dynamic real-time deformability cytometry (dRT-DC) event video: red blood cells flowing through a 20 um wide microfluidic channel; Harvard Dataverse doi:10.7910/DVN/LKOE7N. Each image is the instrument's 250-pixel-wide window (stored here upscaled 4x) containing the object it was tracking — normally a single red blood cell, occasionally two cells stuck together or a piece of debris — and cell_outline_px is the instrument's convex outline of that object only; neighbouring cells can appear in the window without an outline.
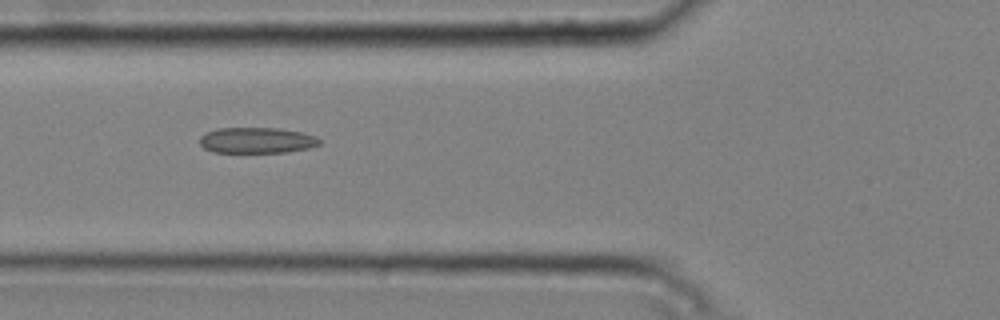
{"species": "common noctule bat (a hibernating species)", "species_latin": "Nyctalus noctula", "temperature_condition": "cold", "stored_images_in_passage": 7, "camera_frame_rate_fps": 3000, "um_per_image_px": 0.085, "animal": {"sex": "male", "body_mass_g": 20.4}, "frame": {"image": 1, "passage_image": 6, "time_ms": 1.667, "image_size_px": [1000, 320], "cell_outline_px": [[320, 144], [308, 148], [288, 152], [212, 152], [204, 148], [200, 144], [200, 136], [204, 132], [216, 128], [280, 128], [304, 132], [316, 136], [320, 140]], "centroid_in_image_um": [21.82, 11.92], "position_along_channel_um": 104.0, "area_um2": 18.21}}
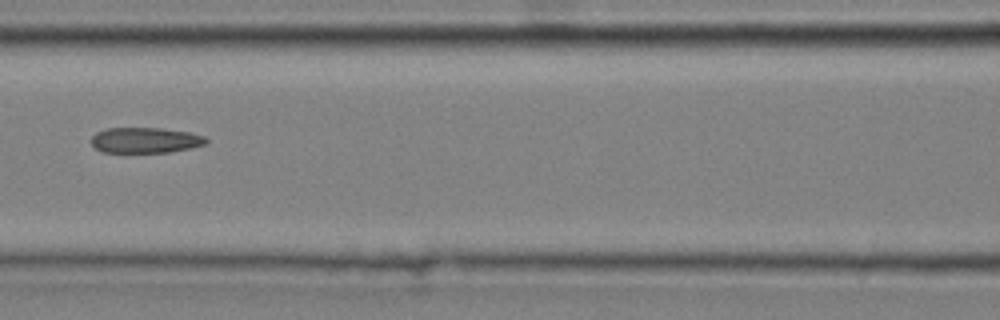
{"frame": {"image": 2, "passage_image": 7, "time_ms": 2.0, "image_size_px": [1000, 320], "cell_outline_px": [[208, 144], [192, 148], [168, 152], [104, 152], [96, 148], [92, 144], [92, 136], [96, 132], [108, 128], [160, 128], [188, 132], [204, 136], [208, 140]], "centroid_in_image_um": [12.38, 11.92], "position_along_channel_um": 154.2, "area_um2": 17.05}}